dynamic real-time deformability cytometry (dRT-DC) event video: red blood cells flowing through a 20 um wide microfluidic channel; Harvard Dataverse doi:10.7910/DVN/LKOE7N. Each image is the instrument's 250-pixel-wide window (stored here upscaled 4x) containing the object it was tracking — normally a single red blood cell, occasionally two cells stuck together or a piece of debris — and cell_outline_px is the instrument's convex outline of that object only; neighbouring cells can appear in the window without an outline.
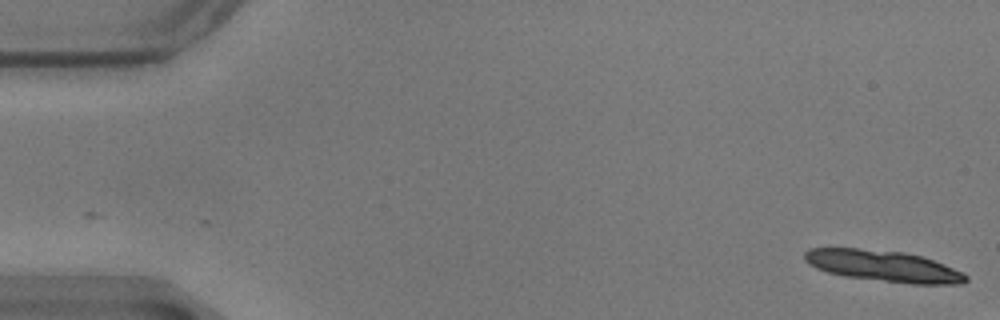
{"species": "common noctule bat (a hibernating species)", "species_latin": "Nyctalus noctula", "temperature_condition": "warm", "stored_images_in_passage": 14, "camera_frame_rate_fps": 3000, "um_per_image_px": 0.085, "animal": {"sex": "male", "body_mass_g": 17.9}, "frame": {"image": 1, "passage_image": 1, "time_ms": 0.0, "image_size_px": [1000, 320], "cell_outline_px": [[968, 280], [960, 284], [912, 284], [844, 276], [828, 272], [816, 268], [808, 264], [804, 260], [804, 252], [808, 248], [860, 248], [904, 252], [920, 256], [944, 264], [964, 272], [968, 276]], "centroid_in_image_um": [75.08, 22.61], "position_along_channel_um": 9.9, "area_um2": 29.42}}